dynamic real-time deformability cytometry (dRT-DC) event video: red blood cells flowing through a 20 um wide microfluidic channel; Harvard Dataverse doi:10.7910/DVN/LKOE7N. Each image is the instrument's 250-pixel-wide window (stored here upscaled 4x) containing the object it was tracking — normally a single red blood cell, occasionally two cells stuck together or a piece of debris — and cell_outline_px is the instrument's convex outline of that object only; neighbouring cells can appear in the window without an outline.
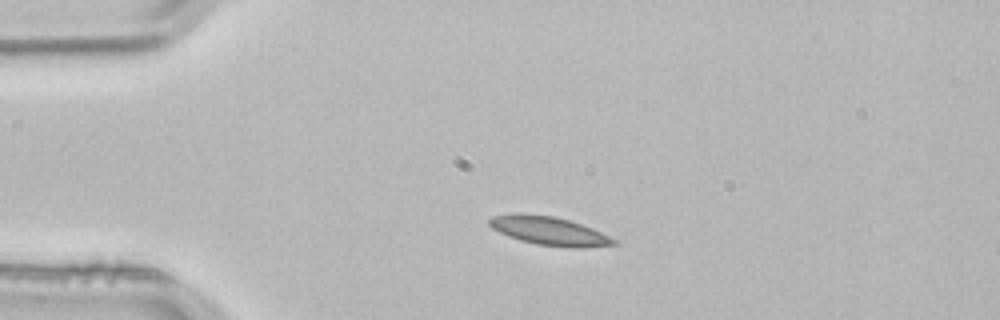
{"species": "common noctule bat (a hibernating species)", "species_latin": "Nyctalus noctula", "temperature_condition": "room temperature", "stored_images_in_passage": 3, "camera_frame_rate_fps": 3000, "um_per_image_px": 0.085, "animal": {"sex": "male", "body_mass_g": 21.5, "forearm_length_mm": 52.0}, "frame": {"image": 1, "passage_image": 2, "time_ms": 0.333, "image_size_px": [1000, 320], "cell_outline_px": [[620, 244], [584, 248], [568, 248], [536, 244], [520, 240], [508, 236], [492, 228], [488, 224], [488, 220], [492, 216], [516, 212], [520, 212], [556, 216], [592, 228], [616, 240]], "centroid_in_image_um": [46.66, 19.62], "position_along_channel_um": 38.3, "area_um2": 20.98}}